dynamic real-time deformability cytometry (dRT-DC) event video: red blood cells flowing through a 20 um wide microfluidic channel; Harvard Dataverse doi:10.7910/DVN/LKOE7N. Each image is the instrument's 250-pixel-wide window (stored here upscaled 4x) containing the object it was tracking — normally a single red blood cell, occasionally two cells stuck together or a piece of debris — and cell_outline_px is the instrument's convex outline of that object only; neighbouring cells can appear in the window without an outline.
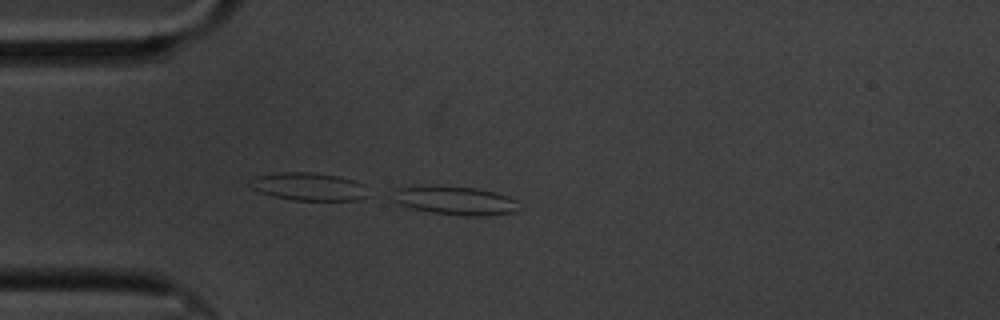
{"species": "common noctule bat (a hibernating species)", "species_latin": "Nyctalus noctula", "temperature_condition": "cold", "stored_images_in_passage": 15, "camera_frame_rate_fps": 3000, "um_per_image_px": 0.085, "animal": {"sex": "male", "body_mass_g": 20.1, "forearm_length_mm": 53.5}, "frame": {"image": 1, "passage_image": 15, "time_ms": 4.667, "image_size_px": [1000, 320], "cell_outline_px": [[520, 208], [516, 212], [484, 216], [464, 216], [432, 212], [412, 208], [396, 204], [392, 200], [396, 188], [476, 188], [496, 192], [508, 196], [516, 200]], "centroid_in_image_um": [38.78, 17.1], "position_along_channel_um": 46.2, "area_um2": 20.35}}